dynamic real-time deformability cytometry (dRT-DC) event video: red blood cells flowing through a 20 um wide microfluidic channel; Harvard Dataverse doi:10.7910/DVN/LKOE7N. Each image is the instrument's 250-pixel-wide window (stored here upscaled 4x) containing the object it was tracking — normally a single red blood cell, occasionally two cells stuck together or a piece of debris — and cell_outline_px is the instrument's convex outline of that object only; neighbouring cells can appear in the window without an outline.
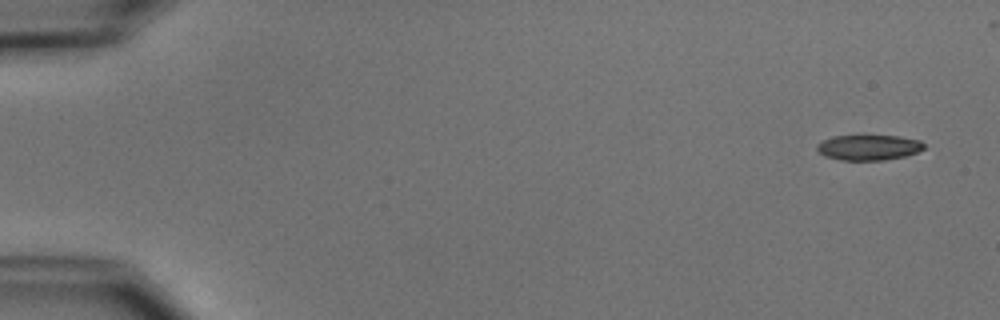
{"species": "common noctule bat (a hibernating species)", "species_latin": "Nyctalus noctula", "temperature_condition": "cold", "stored_images_in_passage": 12, "camera_frame_rate_fps": 3000, "um_per_image_px": 0.085, "animal": {"sex": "male", "body_mass_g": 15.6}, "frame": {"image": 1, "passage_image": 1, "time_ms": 0.0, "image_size_px": [1000, 320], "cell_outline_px": [[924, 148], [916, 152], [904, 156], [884, 160], [840, 160], [824, 156], [816, 148], [816, 144], [832, 136], [900, 136], [920, 140], [924, 144]], "centroid_in_image_um": [73.82, 12.53], "position_along_channel_um": 11.2, "area_um2": 15.72}}